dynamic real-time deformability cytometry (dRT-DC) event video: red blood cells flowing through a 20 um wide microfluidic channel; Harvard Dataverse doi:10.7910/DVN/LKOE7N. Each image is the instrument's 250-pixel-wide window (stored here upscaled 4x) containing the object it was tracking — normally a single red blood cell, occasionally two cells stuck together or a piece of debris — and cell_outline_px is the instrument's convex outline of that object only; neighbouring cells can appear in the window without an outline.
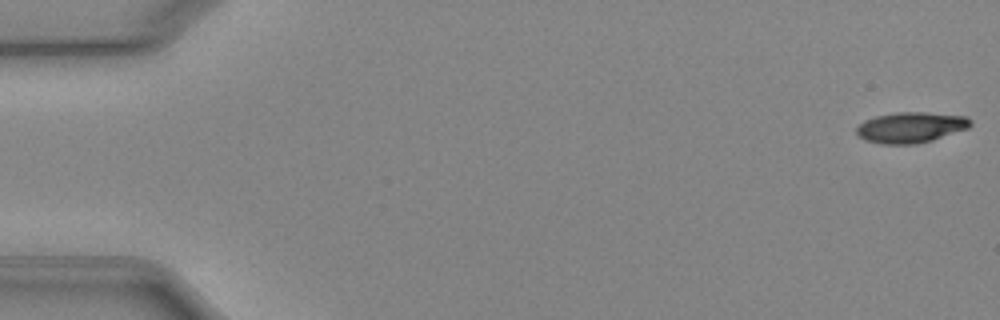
{"species": "Egyptian fruit bat (a non-hibernating species)", "species_latin": "Rousettus aegyptiacus", "temperature_condition": "cold", "stored_images_in_passage": 52, "camera_frame_rate_fps": 3000, "um_per_image_px": 0.085, "animal": {"sex": "female"}, "frame": {"image": 1, "passage_image": 1, "time_ms": 0.0, "image_size_px": [1000, 320], "cell_outline_px": [[972, 124], [968, 128], [932, 140], [916, 144], [880, 144], [868, 140], [860, 136], [856, 132], [856, 128], [864, 120], [876, 116], [896, 112], [924, 112], [968, 116], [972, 120]], "centroid_in_image_um": [77.44, 10.82], "position_along_channel_um": 7.6, "area_um2": 20.35}}
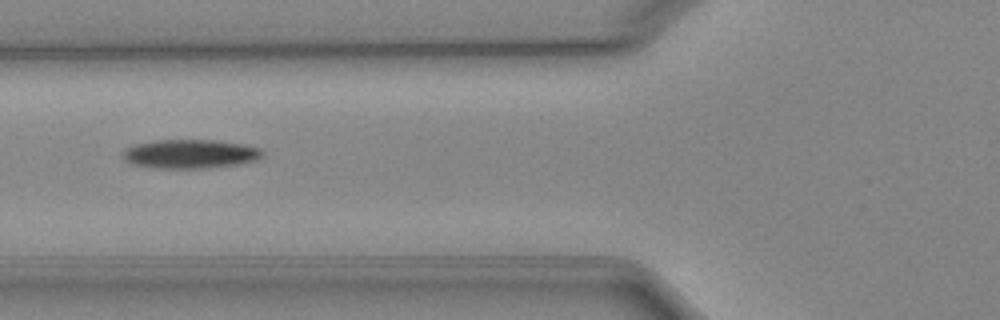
{"frame": {"image": 2, "passage_image": 20, "time_ms": 6.333, "image_size_px": [1000, 320], "cell_outline_px": [[264, 156], [256, 160], [240, 164], [208, 168], [156, 168], [132, 164], [124, 160], [120, 156], [120, 152], [132, 144], [156, 140], [216, 140], [244, 144], [260, 148], [264, 152]], "centroid_in_image_um": [16.14, 13.08], "position_along_channel_um": 109.7, "area_um2": 23.99}}
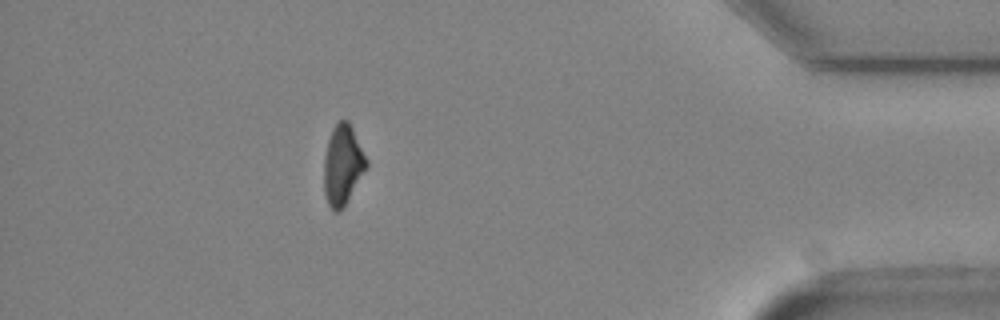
{"frame": {"image": 3, "passage_image": 46, "time_ms": 15.0, "image_size_px": [1000, 320], "cell_outline_px": [[368, 168], [344, 208], [336, 212], [328, 204], [324, 192], [324, 160], [328, 140], [332, 128], [340, 120], [348, 120], [368, 160]], "centroid_in_image_um": [29.15, 14.05], "position_along_channel_um": 406.0, "area_um2": 19.94}, "authors_computed_cell_mechanics": {"area_um2": 21.3282, "velocity_mm_per_s": 3.9469, "shape_relaxation_time_tau1_ms": 3.2872, "shape_relaxation_time_tau2_ms": null, "deformation_change_tau1": 0.1395, "deformation_change_tau2": null}}